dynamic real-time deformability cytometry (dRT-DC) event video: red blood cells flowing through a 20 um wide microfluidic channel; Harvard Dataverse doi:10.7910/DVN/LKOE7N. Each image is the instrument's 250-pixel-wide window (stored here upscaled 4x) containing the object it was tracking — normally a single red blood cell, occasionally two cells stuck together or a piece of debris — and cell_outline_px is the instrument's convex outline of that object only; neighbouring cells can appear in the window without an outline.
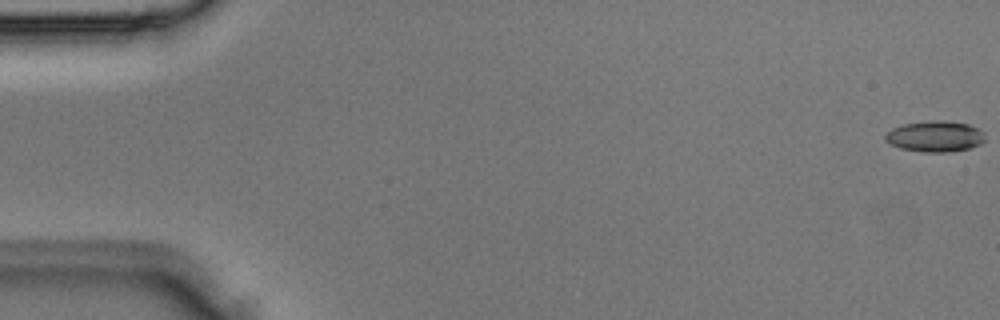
{"species": "Egyptian fruit bat (a non-hibernating species)", "species_latin": "Rousettus aegyptiacus", "temperature_condition": "room temperature", "stored_images_in_passage": 3, "camera_frame_rate_fps": 3000, "um_per_image_px": 0.085, "animal": {"sex": "male"}, "frame": {"image": 1, "passage_image": 1, "time_ms": 0.0, "image_size_px": [1000, 320], "cell_outline_px": [[984, 140], [980, 144], [968, 148], [944, 152], [924, 152], [900, 148], [884, 140], [884, 136], [892, 128], [904, 124], [928, 120], [944, 120], [968, 124], [980, 128], [984, 132]], "centroid_in_image_um": [79.48, 11.57], "position_along_channel_um": 5.5, "area_um2": 17.98}}